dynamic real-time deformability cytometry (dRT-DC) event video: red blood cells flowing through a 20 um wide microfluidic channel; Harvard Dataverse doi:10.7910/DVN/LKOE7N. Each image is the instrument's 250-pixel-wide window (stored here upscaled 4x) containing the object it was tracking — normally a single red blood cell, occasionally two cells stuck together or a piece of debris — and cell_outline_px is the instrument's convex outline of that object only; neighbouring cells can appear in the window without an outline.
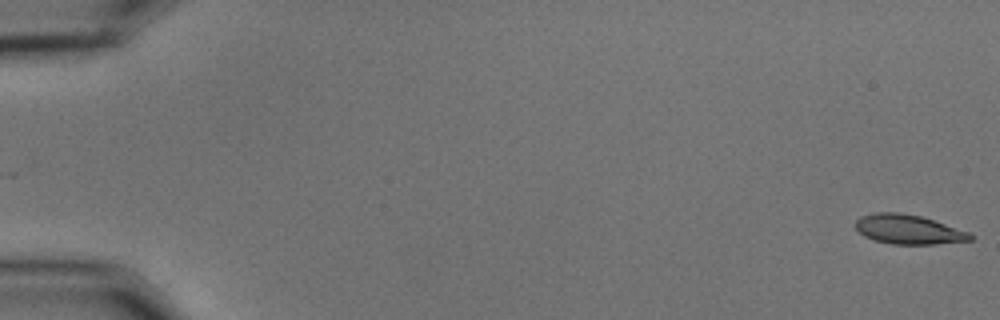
{"species": "common noctule bat (a hibernating species)", "species_latin": "Nyctalus noctula", "temperature_condition": "cold", "stored_images_in_passage": 56, "camera_frame_rate_fps": 3000, "um_per_image_px": 0.085, "animal": {"sex": "male", "body_mass_g": 15.6}, "frame": {"image": 1, "passage_image": 1, "time_ms": 0.0, "image_size_px": [1000, 320], "cell_outline_px": [[972, 240], [936, 244], [892, 244], [876, 240], [864, 236], [852, 224], [860, 216], [876, 212], [900, 212], [920, 216], [968, 232], [972, 236]], "centroid_in_image_um": [77.15, 19.49], "position_along_channel_um": 7.8, "area_um2": 19.48}}
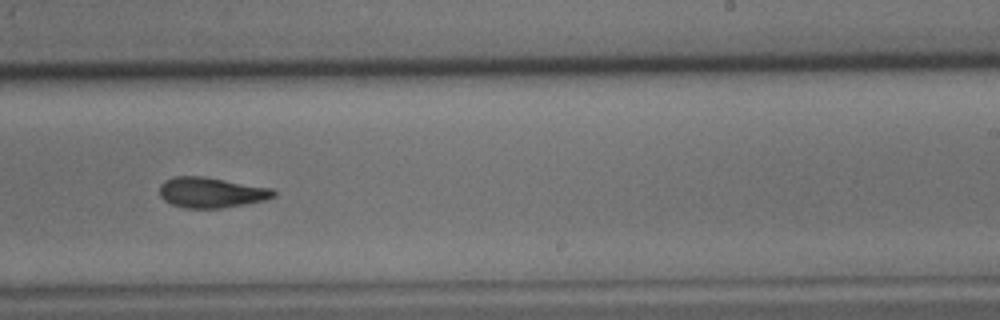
{"frame": {"image": 2, "passage_image": 36, "time_ms": 11.667, "image_size_px": [1000, 320], "cell_outline_px": [[276, 196], [264, 200], [244, 204], [220, 208], [184, 208], [172, 204], [164, 200], [160, 196], [160, 184], [164, 180], [172, 176], [204, 176], [272, 188], [276, 192]], "centroid_in_image_um": [17.93, 16.35], "position_along_channel_um": 271.1, "area_um2": 20.29}}
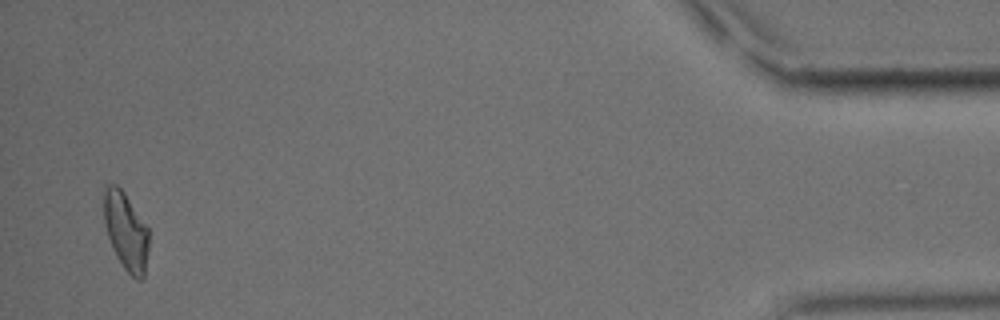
{"frame": {"image": 3, "passage_image": 55, "time_ms": 18.0, "image_size_px": [1000, 320], "cell_outline_px": [[148, 252], [144, 280], [136, 280], [124, 268], [116, 256], [112, 248], [104, 224], [104, 188], [108, 184], [116, 184], [124, 192], [148, 228]], "centroid_in_image_um": [10.7, 19.68], "position_along_channel_um": 424.5, "area_um2": 20.4}, "authors_computed_cell_mechanics": {"area_um2": 20.4323, "velocity_mm_per_s": 3.6155, "shape_relaxation_time_tau1_ms": 5.8646, "shape_relaxation_time_tau2_ms": 4.7968, "deformation_change_tau1": 0.1863, "deformation_change_tau2": 0.1313}}